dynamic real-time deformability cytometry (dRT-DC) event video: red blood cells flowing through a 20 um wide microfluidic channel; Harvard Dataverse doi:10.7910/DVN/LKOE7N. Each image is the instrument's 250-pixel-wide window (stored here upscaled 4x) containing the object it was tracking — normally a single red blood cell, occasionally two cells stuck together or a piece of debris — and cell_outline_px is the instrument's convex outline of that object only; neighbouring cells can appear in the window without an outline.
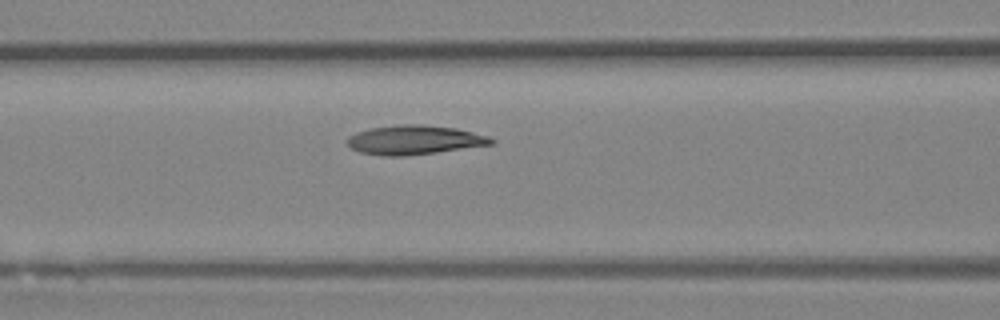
{"species": "Egyptian fruit bat (a non-hibernating species)", "species_latin": "Rousettus aegyptiacus", "temperature_condition": "room temperature", "stored_images_in_passage": 6, "camera_frame_rate_fps": 3000, "um_per_image_px": 0.085, "animal": {"sex": "female"}, "frame": {"image": 1, "passage_image": 6, "time_ms": 1.667, "image_size_px": [1000, 320], "cell_outline_px": [[496, 140], [492, 144], [436, 152], [404, 156], [384, 156], [360, 152], [352, 148], [344, 140], [348, 136], [356, 132], [372, 128], [400, 124], [424, 124], [456, 128], [488, 136]], "centroid_in_image_um": [35.19, 11.89], "position_along_channel_um": 131.4, "area_um2": 24.45}}